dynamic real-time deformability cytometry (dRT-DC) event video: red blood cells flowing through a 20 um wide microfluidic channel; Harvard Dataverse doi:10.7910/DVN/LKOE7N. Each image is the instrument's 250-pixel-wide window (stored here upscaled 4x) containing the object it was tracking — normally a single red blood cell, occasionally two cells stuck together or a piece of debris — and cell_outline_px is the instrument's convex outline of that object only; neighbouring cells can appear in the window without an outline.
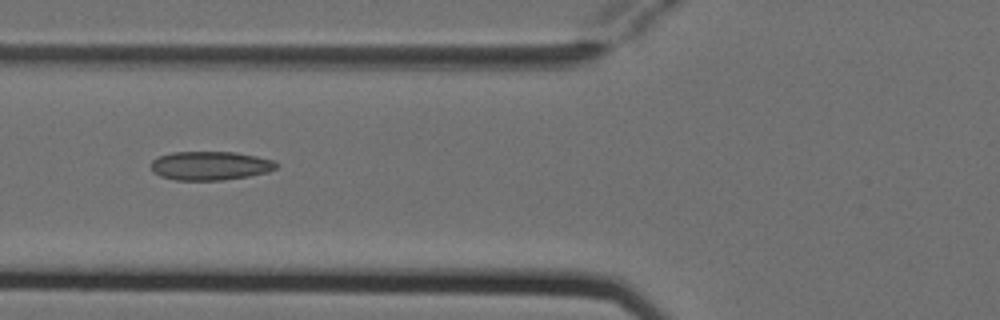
{"species": "Egyptian fruit bat (a non-hibernating species)", "species_latin": "Rousettus aegyptiacus", "temperature_condition": "cold", "stored_images_in_passage": 6, "camera_frame_rate_fps": 3000, "um_per_image_px": 0.085, "animal": {"sex": "female"}, "frame": {"image": 1, "passage_image": 6, "time_ms": 1.667, "image_size_px": [1000, 320], "cell_outline_px": [[276, 168], [268, 172], [248, 176], [220, 180], [176, 180], [160, 176], [152, 172], [152, 160], [160, 156], [172, 152], [236, 152], [256, 156], [272, 160], [276, 164]], "centroid_in_image_um": [17.84, 14.08], "position_along_channel_um": 108.0, "area_um2": 20.87}}